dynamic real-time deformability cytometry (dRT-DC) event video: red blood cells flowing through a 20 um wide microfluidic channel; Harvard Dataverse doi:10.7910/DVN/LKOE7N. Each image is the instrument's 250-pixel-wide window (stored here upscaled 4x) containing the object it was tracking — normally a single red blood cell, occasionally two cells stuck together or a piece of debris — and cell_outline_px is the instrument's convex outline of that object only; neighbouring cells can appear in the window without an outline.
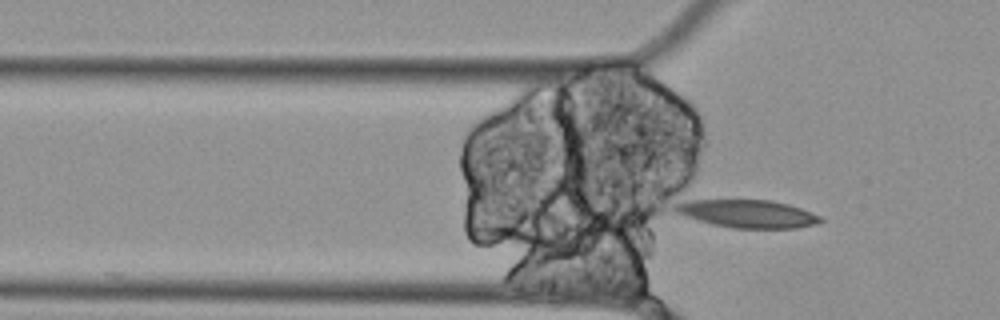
{"species": "Egyptian fruit bat (a non-hibernating species)", "species_latin": "Rousettus aegyptiacus", "temperature_condition": "cold", "stored_images_in_passage": 3, "camera_frame_rate_fps": 3000, "um_per_image_px": 0.085, "animal": {"sex": "female"}, "frame": {"image": 1, "passage_image": 3, "time_ms": 0.667, "image_size_px": [1000, 320], "cell_outline_px": [[824, 220], [816, 224], [796, 228], [732, 228], [712, 224], [684, 216], [672, 212], [672, 208], [676, 204], [688, 200], [772, 200], [788, 204], [800, 208], [820, 216]], "centroid_in_image_um": [63.51, 18.17], "position_along_channel_um": 62.3, "area_um2": 23.64}}